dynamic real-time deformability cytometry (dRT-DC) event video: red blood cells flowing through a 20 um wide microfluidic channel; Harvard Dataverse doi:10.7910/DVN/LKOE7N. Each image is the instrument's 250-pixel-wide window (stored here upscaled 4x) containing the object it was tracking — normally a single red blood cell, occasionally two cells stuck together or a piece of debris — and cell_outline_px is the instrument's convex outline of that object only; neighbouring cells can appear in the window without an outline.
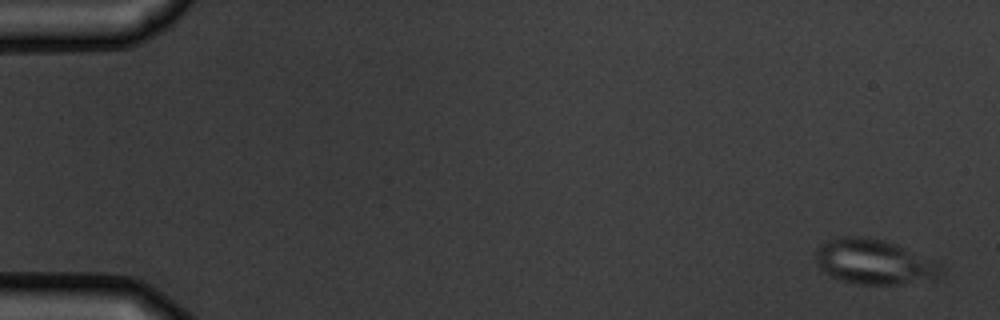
{"species": "common noctule bat (a hibernating species)", "species_latin": "Nyctalus noctula", "temperature_condition": "warm", "stored_images_in_passage": 6, "camera_frame_rate_fps": 3000, "um_per_image_px": 0.085, "animal": {"sex": "male", "body_mass_g": 19.5, "forearm_length_mm": 54.6}, "frame": {"image": 1, "passage_image": 1, "time_ms": 0.0, "image_size_px": [1000, 320], "cell_outline_px": [[940, 272], [936, 280], [900, 284], [856, 284], [840, 280], [824, 272], [820, 268], [816, 260], [816, 248], [820, 244], [828, 240], [844, 236], [860, 236], [884, 240], [896, 244], [940, 264]], "centroid_in_image_um": [74.26, 22.26], "position_along_channel_um": 10.7, "area_um2": 32.66}}